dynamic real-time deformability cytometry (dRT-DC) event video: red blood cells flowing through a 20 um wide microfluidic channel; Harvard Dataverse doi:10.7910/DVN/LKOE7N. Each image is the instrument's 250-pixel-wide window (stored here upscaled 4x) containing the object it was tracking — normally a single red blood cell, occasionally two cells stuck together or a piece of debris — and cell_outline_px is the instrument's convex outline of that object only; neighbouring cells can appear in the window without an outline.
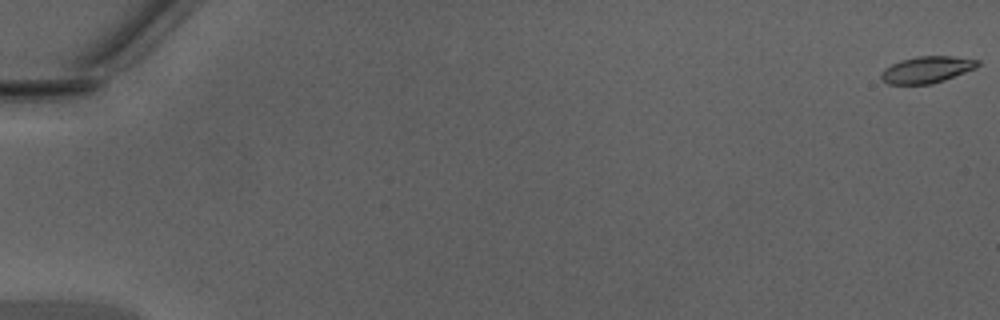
{"species": "Egyptian fruit bat (a non-hibernating species)", "species_latin": "Rousettus aegyptiacus", "temperature_condition": "warm", "stored_images_in_passage": 50, "camera_frame_rate_fps": 3000, "um_per_image_px": 0.085, "animal": {"sex": "male"}, "frame": {"image": 1, "passage_image": 1, "time_ms": 0.0, "image_size_px": [1000, 320], "cell_outline_px": [[980, 64], [976, 68], [944, 80], [932, 84], [888, 84], [880, 80], [880, 72], [884, 68], [900, 60], [916, 56], [952, 56], [980, 60]], "centroid_in_image_um": [78.75, 5.92], "position_along_channel_um": 6.2, "area_um2": 15.14}}
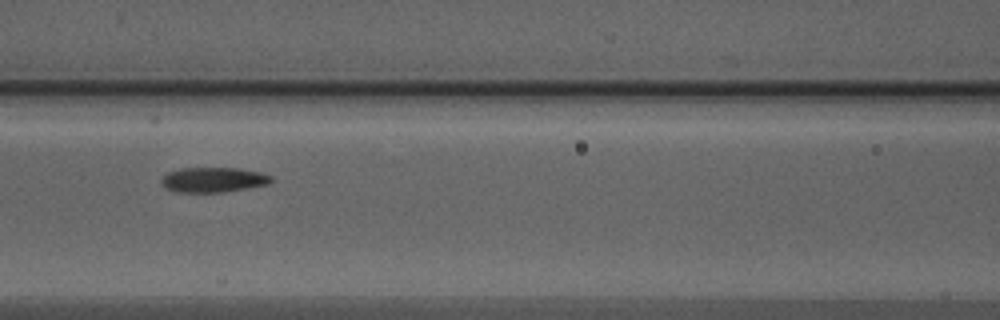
{"frame": {"image": 2, "passage_image": 24, "time_ms": 7.667, "image_size_px": [1000, 320], "cell_outline_px": [[272, 180], [268, 184], [224, 192], [172, 192], [160, 184], [160, 180], [168, 172], [180, 168], [236, 168], [260, 172], [272, 176]], "centroid_in_image_um": [18.08, 15.28], "position_along_channel_um": 148.5, "area_um2": 16.01}}
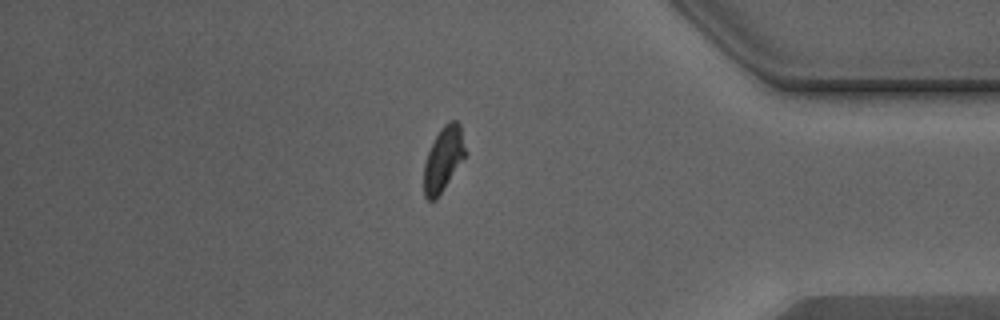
{"frame": {"image": 3, "passage_image": 43, "time_ms": 14.0, "image_size_px": [1000, 320], "cell_outline_px": [[468, 152], [436, 200], [428, 200], [424, 196], [424, 164], [428, 152], [440, 128], [448, 120], [456, 120], [460, 124]], "centroid_in_image_um": [37.71, 13.48], "position_along_channel_um": 397.5, "area_um2": 15.66}, "authors_computed_cell_mechanics": {"area_um2": 15.895, "velocity_mm_per_s": 4.3408, "shape_relaxation_time_tau1_ms": 3.2689, "shape_relaxation_time_tau2_ms": 2.3122, "deformation_change_tau1": 0.1829, "deformation_change_tau2": 0.0958}}